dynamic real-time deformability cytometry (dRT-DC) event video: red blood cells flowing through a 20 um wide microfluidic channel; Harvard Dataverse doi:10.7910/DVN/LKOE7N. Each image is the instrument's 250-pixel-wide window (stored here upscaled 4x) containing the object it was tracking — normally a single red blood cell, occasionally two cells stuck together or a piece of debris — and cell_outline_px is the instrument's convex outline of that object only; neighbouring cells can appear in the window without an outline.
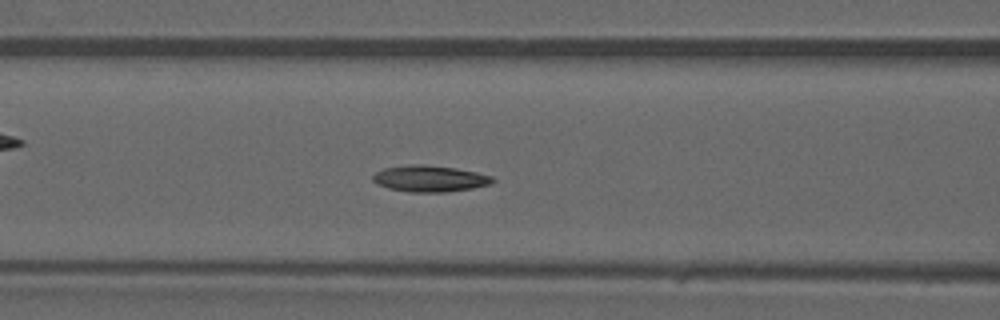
{"species": "common noctule bat (a hibernating species)", "species_latin": "Nyctalus noctula", "temperature_condition": "warm", "stored_images_in_passage": 36, "camera_frame_rate_fps": 3000, "um_per_image_px": 0.085, "animal": {"sex": "male", "forearm_length_mm": 52.5}, "frame": {"image": 1, "passage_image": 13, "time_ms": 4.0, "image_size_px": [1000, 320], "cell_outline_px": [[496, 180], [488, 184], [472, 188], [448, 192], [412, 192], [388, 188], [376, 184], [372, 180], [372, 176], [376, 172], [384, 168], [412, 164], [420, 164], [456, 168], [476, 172], [492, 176]], "centroid_in_image_um": [36.51, 15.18], "position_along_channel_um": 130.1, "area_um2": 18.32}}
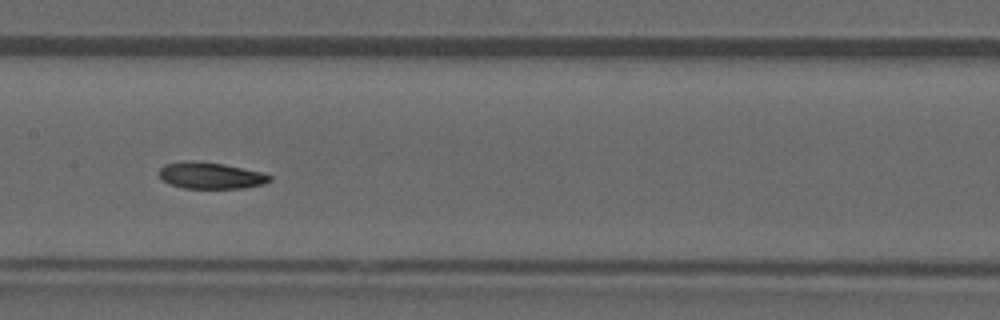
{"frame": {"image": 2, "passage_image": 17, "time_ms": 5.333, "image_size_px": [1000, 320], "cell_outline_px": [[272, 180], [264, 184], [244, 188], [184, 188], [172, 184], [164, 180], [160, 176], [160, 168], [164, 164], [180, 160], [196, 160], [224, 164], [264, 172], [272, 176]], "centroid_in_image_um": [17.94, 14.9], "position_along_channel_um": 189.5, "area_um2": 17.28}}